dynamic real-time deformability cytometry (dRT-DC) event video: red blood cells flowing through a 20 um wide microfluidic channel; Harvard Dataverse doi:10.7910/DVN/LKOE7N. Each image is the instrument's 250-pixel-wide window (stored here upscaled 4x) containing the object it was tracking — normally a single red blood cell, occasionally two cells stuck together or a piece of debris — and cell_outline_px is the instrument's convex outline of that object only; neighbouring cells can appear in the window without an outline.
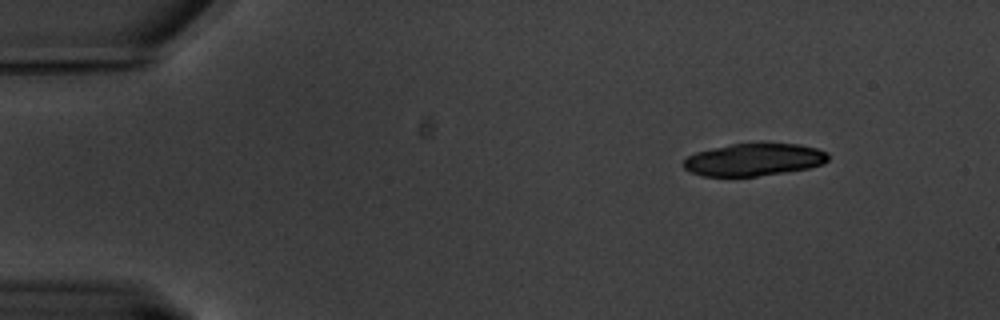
{"species": "common noctule bat (a hibernating species)", "species_latin": "Nyctalus noctula", "temperature_condition": "warm", "stored_images_in_passage": 14, "camera_frame_rate_fps": 3000, "um_per_image_px": 0.085, "animal": {"sex": "male", "body_mass_g": 20.1, "forearm_length_mm": 53.5}, "frame": {"image": 1, "passage_image": 1, "time_ms": 0.0, "image_size_px": [1000, 320], "cell_outline_px": [[828, 160], [824, 164], [808, 168], [788, 172], [756, 176], [704, 176], [692, 172], [684, 168], [680, 164], [688, 156], [696, 152], [732, 144], [800, 144], [816, 148], [828, 152]], "centroid_in_image_um": [64.1, 13.58], "position_along_channel_um": 20.9, "area_um2": 27.22}}